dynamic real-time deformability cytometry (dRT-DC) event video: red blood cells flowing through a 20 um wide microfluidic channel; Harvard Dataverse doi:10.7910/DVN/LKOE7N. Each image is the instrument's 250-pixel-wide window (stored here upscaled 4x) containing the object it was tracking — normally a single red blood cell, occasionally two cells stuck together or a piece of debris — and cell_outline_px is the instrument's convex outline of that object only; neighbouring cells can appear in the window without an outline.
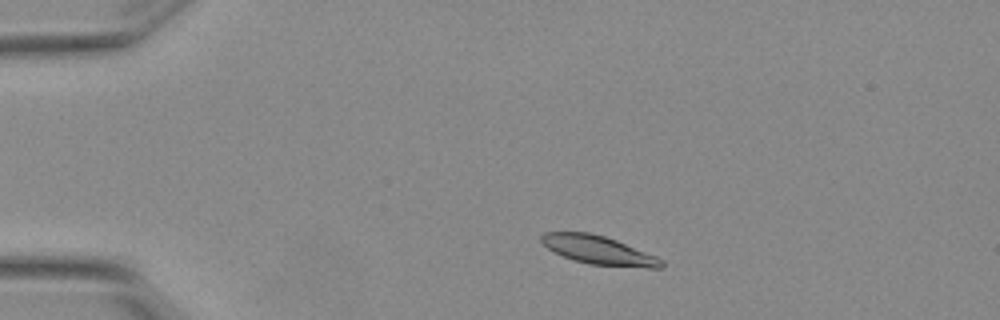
{"species": "Egyptian fruit bat (a non-hibernating species)", "species_latin": "Rousettus aegyptiacus", "temperature_condition": "warm", "stored_images_in_passage": 4, "camera_frame_rate_fps": 3000, "um_per_image_px": 0.085, "animal": {"sex": "female"}, "frame": {"image": 1, "passage_image": 2, "time_ms": 0.333, "image_size_px": [1000, 320], "cell_outline_px": [[664, 268], [648, 268], [588, 264], [564, 256], [548, 248], [540, 240], [540, 236], [544, 232], [588, 232], [604, 236], [616, 240], [656, 256], [664, 260]], "centroid_in_image_um": [50.92, 21.26], "position_along_channel_um": 34.1, "area_um2": 19.83}}
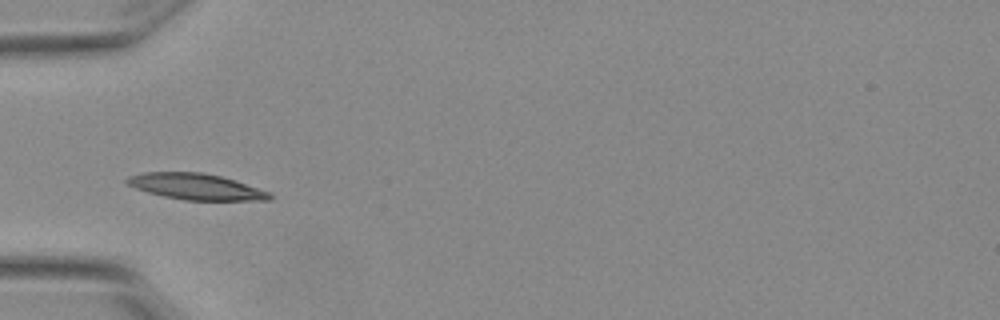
{"frame": {"image": 2, "passage_image": 4, "time_ms": 1.0, "image_size_px": [1000, 320], "cell_outline_px": [[272, 200], [184, 200], [164, 196], [148, 192], [136, 188], [128, 184], [124, 180], [128, 176], [144, 172], [200, 172], [220, 176], [268, 192], [272, 196]], "centroid_in_image_um": [16.6, 15.86], "position_along_channel_um": 68.4, "area_um2": 21.27}}